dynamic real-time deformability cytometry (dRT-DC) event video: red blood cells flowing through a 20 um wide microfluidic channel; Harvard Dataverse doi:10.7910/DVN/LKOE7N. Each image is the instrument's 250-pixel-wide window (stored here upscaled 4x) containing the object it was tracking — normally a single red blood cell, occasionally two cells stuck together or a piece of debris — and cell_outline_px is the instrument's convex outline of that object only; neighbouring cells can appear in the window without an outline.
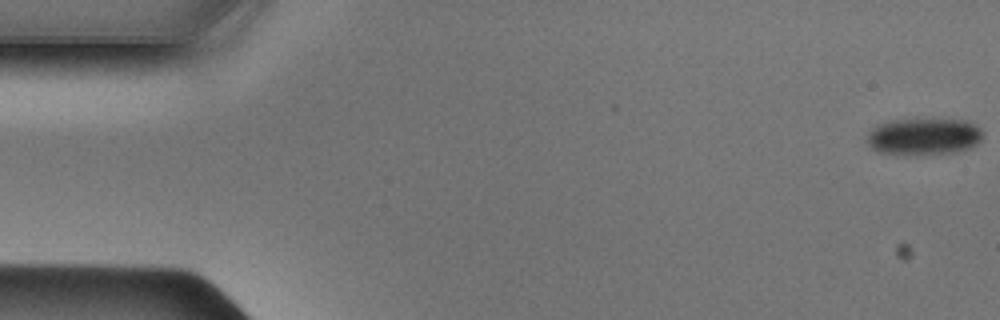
{"species": "Egyptian fruit bat (a non-hibernating species)", "species_latin": "Rousettus aegyptiacus", "temperature_condition": "cold", "stored_images_in_passage": 49, "camera_frame_rate_fps": 3000, "um_per_image_px": 0.085, "animal": {"sex": "male"}, "frame": {"image": 1, "passage_image": 1, "time_ms": 0.0, "image_size_px": [1000, 320], "cell_outline_px": [[984, 136], [976, 144], [968, 148], [956, 152], [916, 156], [904, 156], [880, 152], [872, 148], [864, 140], [868, 132], [876, 124], [888, 120], [968, 120], [976, 124], [984, 132]], "centroid_in_image_um": [78.49, 11.63], "position_along_channel_um": 6.5, "area_um2": 25.55}}
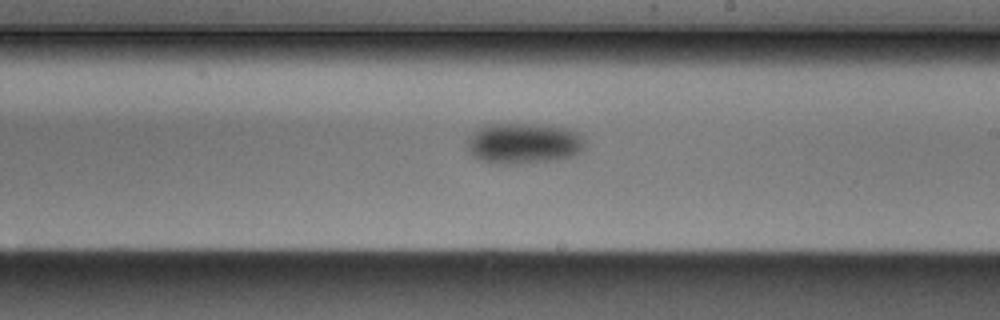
{"frame": {"image": 2, "passage_image": 28, "time_ms": 9.0, "image_size_px": [1000, 320], "cell_outline_px": [[588, 144], [580, 152], [572, 156], [556, 160], [520, 164], [492, 164], [480, 160], [472, 156], [468, 152], [468, 136], [480, 128], [488, 124], [532, 124], [568, 128], [580, 132], [588, 140]], "centroid_in_image_um": [44.57, 12.2], "position_along_channel_um": 244.4, "area_um2": 28.61}}
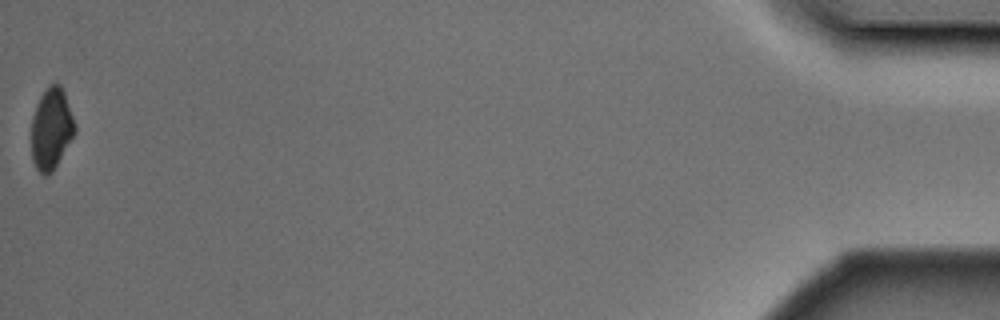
{"frame": {"image": 3, "passage_image": 49, "time_ms": 16.0, "image_size_px": [1000, 320], "cell_outline_px": [[76, 132], [52, 172], [48, 176], [44, 176], [36, 168], [32, 160], [32, 116], [40, 96], [52, 84], [60, 84], [64, 92], [76, 124]], "centroid_in_image_um": [4.37, 10.97], "position_along_channel_um": 430.8, "area_um2": 20.46}}